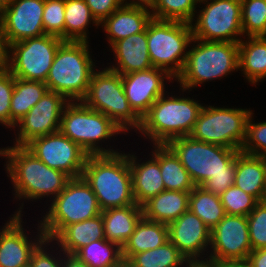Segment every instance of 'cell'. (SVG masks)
Returning <instances> with one entry per match:
<instances>
[{
	"mask_svg": "<svg viewBox=\"0 0 266 267\" xmlns=\"http://www.w3.org/2000/svg\"><path fill=\"white\" fill-rule=\"evenodd\" d=\"M168 241V225L142 217L122 247L123 261L126 264L135 254L155 249Z\"/></svg>",
	"mask_w": 266,
	"mask_h": 267,
	"instance_id": "27",
	"label": "cell"
},
{
	"mask_svg": "<svg viewBox=\"0 0 266 267\" xmlns=\"http://www.w3.org/2000/svg\"><path fill=\"white\" fill-rule=\"evenodd\" d=\"M151 147L153 149L147 153L146 160L139 158L140 156H137L136 151L132 149L129 152L126 151L132 175L134 199L140 206L165 190L159 165V145H151Z\"/></svg>",
	"mask_w": 266,
	"mask_h": 267,
	"instance_id": "21",
	"label": "cell"
},
{
	"mask_svg": "<svg viewBox=\"0 0 266 267\" xmlns=\"http://www.w3.org/2000/svg\"><path fill=\"white\" fill-rule=\"evenodd\" d=\"M148 5L123 4L100 23L109 48L117 41L144 32L152 20Z\"/></svg>",
	"mask_w": 266,
	"mask_h": 267,
	"instance_id": "22",
	"label": "cell"
},
{
	"mask_svg": "<svg viewBox=\"0 0 266 267\" xmlns=\"http://www.w3.org/2000/svg\"><path fill=\"white\" fill-rule=\"evenodd\" d=\"M234 185L260 201L266 186L264 157L239 151L236 156Z\"/></svg>",
	"mask_w": 266,
	"mask_h": 267,
	"instance_id": "28",
	"label": "cell"
},
{
	"mask_svg": "<svg viewBox=\"0 0 266 267\" xmlns=\"http://www.w3.org/2000/svg\"><path fill=\"white\" fill-rule=\"evenodd\" d=\"M14 90V76L6 69L0 68V126L11 129L10 103Z\"/></svg>",
	"mask_w": 266,
	"mask_h": 267,
	"instance_id": "43",
	"label": "cell"
},
{
	"mask_svg": "<svg viewBox=\"0 0 266 267\" xmlns=\"http://www.w3.org/2000/svg\"><path fill=\"white\" fill-rule=\"evenodd\" d=\"M24 267H32V266H31V264H28V265H26V266H24Z\"/></svg>",
	"mask_w": 266,
	"mask_h": 267,
	"instance_id": "53",
	"label": "cell"
},
{
	"mask_svg": "<svg viewBox=\"0 0 266 267\" xmlns=\"http://www.w3.org/2000/svg\"><path fill=\"white\" fill-rule=\"evenodd\" d=\"M68 102L63 95L47 91L12 129L15 137L12 145L25 146L34 138L58 132L62 112Z\"/></svg>",
	"mask_w": 266,
	"mask_h": 267,
	"instance_id": "15",
	"label": "cell"
},
{
	"mask_svg": "<svg viewBox=\"0 0 266 267\" xmlns=\"http://www.w3.org/2000/svg\"><path fill=\"white\" fill-rule=\"evenodd\" d=\"M47 204L39 224L45 238L53 240L66 226L101 214L96 195L82 178H71L65 188ZM48 206V209L46 207ZM47 211H46V210Z\"/></svg>",
	"mask_w": 266,
	"mask_h": 267,
	"instance_id": "8",
	"label": "cell"
},
{
	"mask_svg": "<svg viewBox=\"0 0 266 267\" xmlns=\"http://www.w3.org/2000/svg\"><path fill=\"white\" fill-rule=\"evenodd\" d=\"M105 239L102 214L66 226L53 241L67 254H75L91 241Z\"/></svg>",
	"mask_w": 266,
	"mask_h": 267,
	"instance_id": "29",
	"label": "cell"
},
{
	"mask_svg": "<svg viewBox=\"0 0 266 267\" xmlns=\"http://www.w3.org/2000/svg\"><path fill=\"white\" fill-rule=\"evenodd\" d=\"M193 42V43H192ZM239 71V44L193 38L181 73L175 79L185 90L224 79Z\"/></svg>",
	"mask_w": 266,
	"mask_h": 267,
	"instance_id": "5",
	"label": "cell"
},
{
	"mask_svg": "<svg viewBox=\"0 0 266 267\" xmlns=\"http://www.w3.org/2000/svg\"><path fill=\"white\" fill-rule=\"evenodd\" d=\"M198 8L190 23L193 38L233 43L243 39L241 0H200Z\"/></svg>",
	"mask_w": 266,
	"mask_h": 267,
	"instance_id": "12",
	"label": "cell"
},
{
	"mask_svg": "<svg viewBox=\"0 0 266 267\" xmlns=\"http://www.w3.org/2000/svg\"><path fill=\"white\" fill-rule=\"evenodd\" d=\"M24 147L48 167L60 170L70 178L82 176L89 156L60 131L34 138Z\"/></svg>",
	"mask_w": 266,
	"mask_h": 267,
	"instance_id": "14",
	"label": "cell"
},
{
	"mask_svg": "<svg viewBox=\"0 0 266 267\" xmlns=\"http://www.w3.org/2000/svg\"><path fill=\"white\" fill-rule=\"evenodd\" d=\"M45 0H9L3 5V27L8 44L45 34Z\"/></svg>",
	"mask_w": 266,
	"mask_h": 267,
	"instance_id": "18",
	"label": "cell"
},
{
	"mask_svg": "<svg viewBox=\"0 0 266 267\" xmlns=\"http://www.w3.org/2000/svg\"><path fill=\"white\" fill-rule=\"evenodd\" d=\"M189 210L211 230L225 217L226 212L218 195L195 186L189 196Z\"/></svg>",
	"mask_w": 266,
	"mask_h": 267,
	"instance_id": "34",
	"label": "cell"
},
{
	"mask_svg": "<svg viewBox=\"0 0 266 267\" xmlns=\"http://www.w3.org/2000/svg\"><path fill=\"white\" fill-rule=\"evenodd\" d=\"M238 44L239 71L256 88L266 80V36L244 37Z\"/></svg>",
	"mask_w": 266,
	"mask_h": 267,
	"instance_id": "25",
	"label": "cell"
},
{
	"mask_svg": "<svg viewBox=\"0 0 266 267\" xmlns=\"http://www.w3.org/2000/svg\"><path fill=\"white\" fill-rule=\"evenodd\" d=\"M90 44L64 41L59 46L45 81L48 91L57 92L68 101H81L86 96L92 74L99 67Z\"/></svg>",
	"mask_w": 266,
	"mask_h": 267,
	"instance_id": "6",
	"label": "cell"
},
{
	"mask_svg": "<svg viewBox=\"0 0 266 267\" xmlns=\"http://www.w3.org/2000/svg\"><path fill=\"white\" fill-rule=\"evenodd\" d=\"M187 259L170 242L155 249L135 254L127 263L128 267H187Z\"/></svg>",
	"mask_w": 266,
	"mask_h": 267,
	"instance_id": "35",
	"label": "cell"
},
{
	"mask_svg": "<svg viewBox=\"0 0 266 267\" xmlns=\"http://www.w3.org/2000/svg\"><path fill=\"white\" fill-rule=\"evenodd\" d=\"M85 3L99 23L123 5L121 0H85Z\"/></svg>",
	"mask_w": 266,
	"mask_h": 267,
	"instance_id": "44",
	"label": "cell"
},
{
	"mask_svg": "<svg viewBox=\"0 0 266 267\" xmlns=\"http://www.w3.org/2000/svg\"><path fill=\"white\" fill-rule=\"evenodd\" d=\"M88 267H122V248L111 241L100 239L91 241L75 254Z\"/></svg>",
	"mask_w": 266,
	"mask_h": 267,
	"instance_id": "33",
	"label": "cell"
},
{
	"mask_svg": "<svg viewBox=\"0 0 266 267\" xmlns=\"http://www.w3.org/2000/svg\"><path fill=\"white\" fill-rule=\"evenodd\" d=\"M37 222V227H32L37 230L27 231L23 216L10 215L0 226V267H24L30 264L33 251L45 239Z\"/></svg>",
	"mask_w": 266,
	"mask_h": 267,
	"instance_id": "16",
	"label": "cell"
},
{
	"mask_svg": "<svg viewBox=\"0 0 266 267\" xmlns=\"http://www.w3.org/2000/svg\"><path fill=\"white\" fill-rule=\"evenodd\" d=\"M81 177L96 195L101 211L137 205L125 149L115 154L89 155Z\"/></svg>",
	"mask_w": 266,
	"mask_h": 267,
	"instance_id": "4",
	"label": "cell"
},
{
	"mask_svg": "<svg viewBox=\"0 0 266 267\" xmlns=\"http://www.w3.org/2000/svg\"><path fill=\"white\" fill-rule=\"evenodd\" d=\"M48 91L43 81L24 80L14 77V90L11 97V130L16 123L22 119L30 109Z\"/></svg>",
	"mask_w": 266,
	"mask_h": 267,
	"instance_id": "30",
	"label": "cell"
},
{
	"mask_svg": "<svg viewBox=\"0 0 266 267\" xmlns=\"http://www.w3.org/2000/svg\"><path fill=\"white\" fill-rule=\"evenodd\" d=\"M187 267H216V266L208 261H197V262H188Z\"/></svg>",
	"mask_w": 266,
	"mask_h": 267,
	"instance_id": "49",
	"label": "cell"
},
{
	"mask_svg": "<svg viewBox=\"0 0 266 267\" xmlns=\"http://www.w3.org/2000/svg\"><path fill=\"white\" fill-rule=\"evenodd\" d=\"M101 214L105 239L122 248L143 217V210L140 205H129L107 209Z\"/></svg>",
	"mask_w": 266,
	"mask_h": 267,
	"instance_id": "26",
	"label": "cell"
},
{
	"mask_svg": "<svg viewBox=\"0 0 266 267\" xmlns=\"http://www.w3.org/2000/svg\"><path fill=\"white\" fill-rule=\"evenodd\" d=\"M159 165L165 190L191 192L195 187L179 158L167 145H159Z\"/></svg>",
	"mask_w": 266,
	"mask_h": 267,
	"instance_id": "32",
	"label": "cell"
},
{
	"mask_svg": "<svg viewBox=\"0 0 266 267\" xmlns=\"http://www.w3.org/2000/svg\"><path fill=\"white\" fill-rule=\"evenodd\" d=\"M219 197L227 215L248 216L259 202L235 185L227 188Z\"/></svg>",
	"mask_w": 266,
	"mask_h": 267,
	"instance_id": "38",
	"label": "cell"
},
{
	"mask_svg": "<svg viewBox=\"0 0 266 267\" xmlns=\"http://www.w3.org/2000/svg\"><path fill=\"white\" fill-rule=\"evenodd\" d=\"M108 52H113L114 62L107 63L106 67L121 75L153 68L148 51L147 28L144 32L115 42Z\"/></svg>",
	"mask_w": 266,
	"mask_h": 267,
	"instance_id": "23",
	"label": "cell"
},
{
	"mask_svg": "<svg viewBox=\"0 0 266 267\" xmlns=\"http://www.w3.org/2000/svg\"><path fill=\"white\" fill-rule=\"evenodd\" d=\"M247 259L253 267H266V248L251 251Z\"/></svg>",
	"mask_w": 266,
	"mask_h": 267,
	"instance_id": "45",
	"label": "cell"
},
{
	"mask_svg": "<svg viewBox=\"0 0 266 267\" xmlns=\"http://www.w3.org/2000/svg\"><path fill=\"white\" fill-rule=\"evenodd\" d=\"M251 251L247 216L226 214L211 230L208 262L247 259Z\"/></svg>",
	"mask_w": 266,
	"mask_h": 267,
	"instance_id": "17",
	"label": "cell"
},
{
	"mask_svg": "<svg viewBox=\"0 0 266 267\" xmlns=\"http://www.w3.org/2000/svg\"><path fill=\"white\" fill-rule=\"evenodd\" d=\"M0 157L5 160L3 166L12 184L13 201L16 204L19 201L12 215L25 217V202L38 203L43 198L51 202L71 179L64 172L48 167L24 146L0 147Z\"/></svg>",
	"mask_w": 266,
	"mask_h": 267,
	"instance_id": "1",
	"label": "cell"
},
{
	"mask_svg": "<svg viewBox=\"0 0 266 267\" xmlns=\"http://www.w3.org/2000/svg\"><path fill=\"white\" fill-rule=\"evenodd\" d=\"M252 111L251 108L205 104L189 136L197 141L241 150Z\"/></svg>",
	"mask_w": 266,
	"mask_h": 267,
	"instance_id": "11",
	"label": "cell"
},
{
	"mask_svg": "<svg viewBox=\"0 0 266 267\" xmlns=\"http://www.w3.org/2000/svg\"><path fill=\"white\" fill-rule=\"evenodd\" d=\"M44 32L65 41V0H45Z\"/></svg>",
	"mask_w": 266,
	"mask_h": 267,
	"instance_id": "40",
	"label": "cell"
},
{
	"mask_svg": "<svg viewBox=\"0 0 266 267\" xmlns=\"http://www.w3.org/2000/svg\"><path fill=\"white\" fill-rule=\"evenodd\" d=\"M167 82L174 83L175 79L165 70L154 67L122 75V84L129 105L140 118L160 96L170 90Z\"/></svg>",
	"mask_w": 266,
	"mask_h": 267,
	"instance_id": "19",
	"label": "cell"
},
{
	"mask_svg": "<svg viewBox=\"0 0 266 267\" xmlns=\"http://www.w3.org/2000/svg\"><path fill=\"white\" fill-rule=\"evenodd\" d=\"M63 267H88L74 254H67L63 252Z\"/></svg>",
	"mask_w": 266,
	"mask_h": 267,
	"instance_id": "48",
	"label": "cell"
},
{
	"mask_svg": "<svg viewBox=\"0 0 266 267\" xmlns=\"http://www.w3.org/2000/svg\"><path fill=\"white\" fill-rule=\"evenodd\" d=\"M169 241L188 262L207 261L211 229L193 212L187 210L168 225Z\"/></svg>",
	"mask_w": 266,
	"mask_h": 267,
	"instance_id": "20",
	"label": "cell"
},
{
	"mask_svg": "<svg viewBox=\"0 0 266 267\" xmlns=\"http://www.w3.org/2000/svg\"><path fill=\"white\" fill-rule=\"evenodd\" d=\"M247 219L252 251L266 248V206L259 201Z\"/></svg>",
	"mask_w": 266,
	"mask_h": 267,
	"instance_id": "42",
	"label": "cell"
},
{
	"mask_svg": "<svg viewBox=\"0 0 266 267\" xmlns=\"http://www.w3.org/2000/svg\"><path fill=\"white\" fill-rule=\"evenodd\" d=\"M99 29L100 23L94 18L85 0H65V41H88L89 27Z\"/></svg>",
	"mask_w": 266,
	"mask_h": 267,
	"instance_id": "31",
	"label": "cell"
},
{
	"mask_svg": "<svg viewBox=\"0 0 266 267\" xmlns=\"http://www.w3.org/2000/svg\"><path fill=\"white\" fill-rule=\"evenodd\" d=\"M190 192L164 190L142 205L147 220L169 225L189 210Z\"/></svg>",
	"mask_w": 266,
	"mask_h": 267,
	"instance_id": "24",
	"label": "cell"
},
{
	"mask_svg": "<svg viewBox=\"0 0 266 267\" xmlns=\"http://www.w3.org/2000/svg\"><path fill=\"white\" fill-rule=\"evenodd\" d=\"M121 1L123 4L150 6L152 0H121Z\"/></svg>",
	"mask_w": 266,
	"mask_h": 267,
	"instance_id": "50",
	"label": "cell"
},
{
	"mask_svg": "<svg viewBox=\"0 0 266 267\" xmlns=\"http://www.w3.org/2000/svg\"><path fill=\"white\" fill-rule=\"evenodd\" d=\"M3 5L4 3L0 0V21L3 19Z\"/></svg>",
	"mask_w": 266,
	"mask_h": 267,
	"instance_id": "52",
	"label": "cell"
},
{
	"mask_svg": "<svg viewBox=\"0 0 266 267\" xmlns=\"http://www.w3.org/2000/svg\"><path fill=\"white\" fill-rule=\"evenodd\" d=\"M8 50L9 46L5 39L3 23L0 21V68H5L7 65Z\"/></svg>",
	"mask_w": 266,
	"mask_h": 267,
	"instance_id": "46",
	"label": "cell"
},
{
	"mask_svg": "<svg viewBox=\"0 0 266 267\" xmlns=\"http://www.w3.org/2000/svg\"><path fill=\"white\" fill-rule=\"evenodd\" d=\"M243 37L266 36V0H241Z\"/></svg>",
	"mask_w": 266,
	"mask_h": 267,
	"instance_id": "37",
	"label": "cell"
},
{
	"mask_svg": "<svg viewBox=\"0 0 266 267\" xmlns=\"http://www.w3.org/2000/svg\"><path fill=\"white\" fill-rule=\"evenodd\" d=\"M30 264L32 267H63V251L53 240L45 238L33 251Z\"/></svg>",
	"mask_w": 266,
	"mask_h": 267,
	"instance_id": "41",
	"label": "cell"
},
{
	"mask_svg": "<svg viewBox=\"0 0 266 267\" xmlns=\"http://www.w3.org/2000/svg\"><path fill=\"white\" fill-rule=\"evenodd\" d=\"M102 67L99 66L92 74L86 96L81 101L89 108L105 114L125 135L132 131L136 133L141 127V118L129 105L122 75L104 64Z\"/></svg>",
	"mask_w": 266,
	"mask_h": 267,
	"instance_id": "9",
	"label": "cell"
},
{
	"mask_svg": "<svg viewBox=\"0 0 266 267\" xmlns=\"http://www.w3.org/2000/svg\"><path fill=\"white\" fill-rule=\"evenodd\" d=\"M260 202L266 206V186L264 188L263 195L261 197Z\"/></svg>",
	"mask_w": 266,
	"mask_h": 267,
	"instance_id": "51",
	"label": "cell"
},
{
	"mask_svg": "<svg viewBox=\"0 0 266 267\" xmlns=\"http://www.w3.org/2000/svg\"><path fill=\"white\" fill-rule=\"evenodd\" d=\"M254 108L246 123V138L241 147L242 152L265 157L266 156V121H254Z\"/></svg>",
	"mask_w": 266,
	"mask_h": 267,
	"instance_id": "39",
	"label": "cell"
},
{
	"mask_svg": "<svg viewBox=\"0 0 266 267\" xmlns=\"http://www.w3.org/2000/svg\"><path fill=\"white\" fill-rule=\"evenodd\" d=\"M179 158L195 186L220 196L235 183L236 156L240 150L178 137L166 144Z\"/></svg>",
	"mask_w": 266,
	"mask_h": 267,
	"instance_id": "2",
	"label": "cell"
},
{
	"mask_svg": "<svg viewBox=\"0 0 266 267\" xmlns=\"http://www.w3.org/2000/svg\"><path fill=\"white\" fill-rule=\"evenodd\" d=\"M213 264L216 267H253L248 259L223 260Z\"/></svg>",
	"mask_w": 266,
	"mask_h": 267,
	"instance_id": "47",
	"label": "cell"
},
{
	"mask_svg": "<svg viewBox=\"0 0 266 267\" xmlns=\"http://www.w3.org/2000/svg\"><path fill=\"white\" fill-rule=\"evenodd\" d=\"M178 89L176 94V91H166L141 118V127L136 134L147 139L150 145H166L175 138L191 134L204 103L186 96L190 91Z\"/></svg>",
	"mask_w": 266,
	"mask_h": 267,
	"instance_id": "3",
	"label": "cell"
},
{
	"mask_svg": "<svg viewBox=\"0 0 266 267\" xmlns=\"http://www.w3.org/2000/svg\"><path fill=\"white\" fill-rule=\"evenodd\" d=\"M200 0H152V17L158 20L191 23Z\"/></svg>",
	"mask_w": 266,
	"mask_h": 267,
	"instance_id": "36",
	"label": "cell"
},
{
	"mask_svg": "<svg viewBox=\"0 0 266 267\" xmlns=\"http://www.w3.org/2000/svg\"><path fill=\"white\" fill-rule=\"evenodd\" d=\"M59 131L77 143L89 155L121 152V149H114V140L122 134L125 135L105 114L89 108L82 101H69L66 104L62 112ZM111 139L114 142L112 146Z\"/></svg>",
	"mask_w": 266,
	"mask_h": 267,
	"instance_id": "7",
	"label": "cell"
},
{
	"mask_svg": "<svg viewBox=\"0 0 266 267\" xmlns=\"http://www.w3.org/2000/svg\"><path fill=\"white\" fill-rule=\"evenodd\" d=\"M63 42L60 37L44 34L10 44L5 68L16 78L45 82Z\"/></svg>",
	"mask_w": 266,
	"mask_h": 267,
	"instance_id": "13",
	"label": "cell"
},
{
	"mask_svg": "<svg viewBox=\"0 0 266 267\" xmlns=\"http://www.w3.org/2000/svg\"><path fill=\"white\" fill-rule=\"evenodd\" d=\"M193 39L189 23L152 18L147 25L150 61L174 79L181 73Z\"/></svg>",
	"mask_w": 266,
	"mask_h": 267,
	"instance_id": "10",
	"label": "cell"
}]
</instances>
